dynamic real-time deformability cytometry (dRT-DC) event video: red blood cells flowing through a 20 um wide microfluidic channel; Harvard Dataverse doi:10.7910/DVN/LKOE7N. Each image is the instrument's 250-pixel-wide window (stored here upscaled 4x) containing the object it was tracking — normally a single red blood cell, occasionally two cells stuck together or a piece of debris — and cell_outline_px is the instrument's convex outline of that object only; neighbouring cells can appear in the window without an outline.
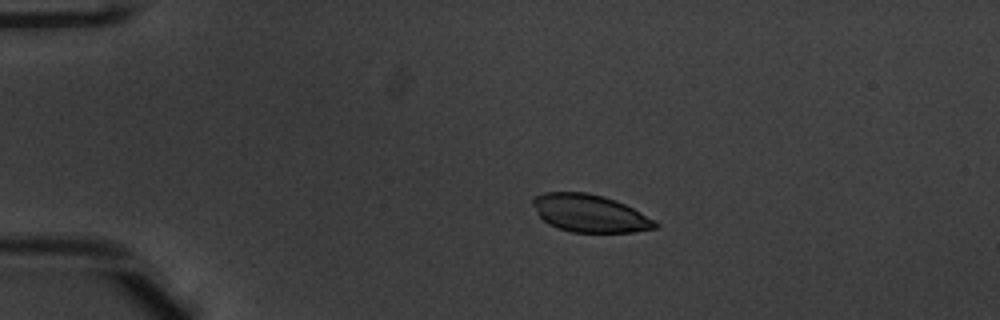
{"species": "common noctule bat (a hibernating species)", "species_latin": "Nyctalus noctula", "temperature_condition": "warm", "stored_images_in_passage": 42, "camera_frame_rate_fps": 3000, "um_per_image_px": 0.085, "animal": {"sex": "male", "body_mass_g": 20.1, "forearm_length_mm": 53.5}, "frame": {"image": 1, "passage_image": 1, "time_ms": 0.0, "image_size_px": [1000, 320], "cell_outline_px": [[660, 224], [656, 228], [632, 232], [572, 232], [548, 224], [540, 216], [532, 204], [532, 196], [544, 192], [588, 192], [604, 196], [616, 200], [656, 220]], "centroid_in_image_um": [50.13, 18.12], "position_along_channel_um": 34.9, "area_um2": 26.82}}
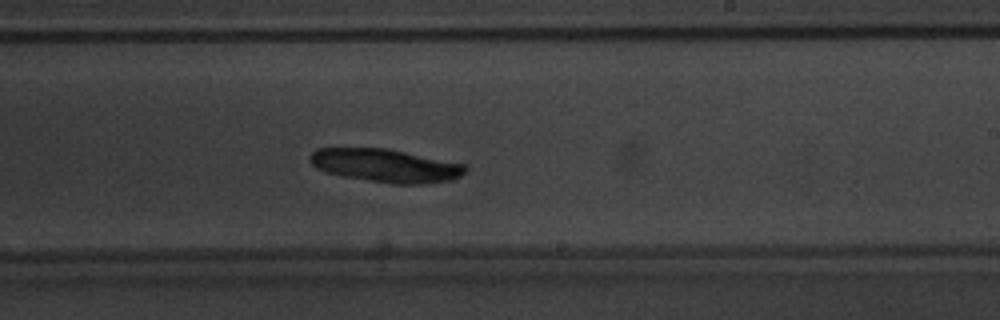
{"frame": {"image": 2, "passage_image": 22, "time_ms": 7.0, "image_size_px": [1000, 320], "cell_outline_px": [[468, 168], [460, 176], [452, 180], [424, 184], [392, 184], [344, 176], [328, 172], [316, 168], [308, 160], [308, 156], [316, 148], [388, 148], [468, 164]], "centroid_in_image_um": [32.81, 14.06], "position_along_channel_um": 256.2, "area_um2": 30.4}}
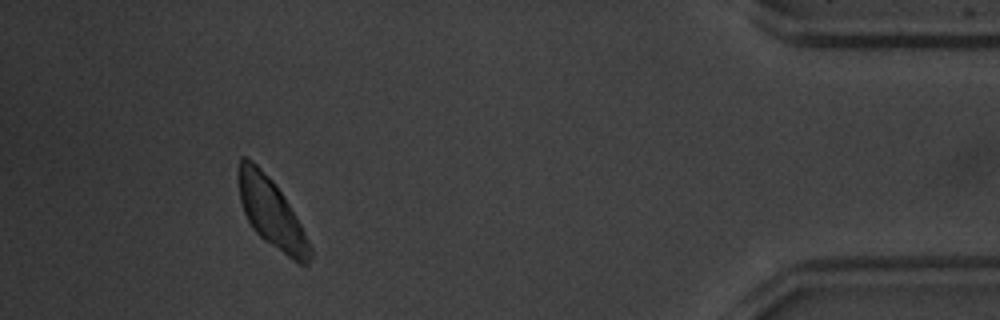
{"frame": {"image": 3, "passage_image": 38, "time_ms": 12.333, "image_size_px": [1000, 320], "cell_outline_px": [[312, 256], [308, 264], [300, 264], [292, 260], [264, 240], [252, 228], [244, 212], [240, 200], [236, 176], [240, 156], [248, 156], [276, 184], [300, 224], [312, 248]], "centroid_in_image_um": [23.03, 18.07], "position_along_channel_um": 412.2, "area_um2": 28.84}}